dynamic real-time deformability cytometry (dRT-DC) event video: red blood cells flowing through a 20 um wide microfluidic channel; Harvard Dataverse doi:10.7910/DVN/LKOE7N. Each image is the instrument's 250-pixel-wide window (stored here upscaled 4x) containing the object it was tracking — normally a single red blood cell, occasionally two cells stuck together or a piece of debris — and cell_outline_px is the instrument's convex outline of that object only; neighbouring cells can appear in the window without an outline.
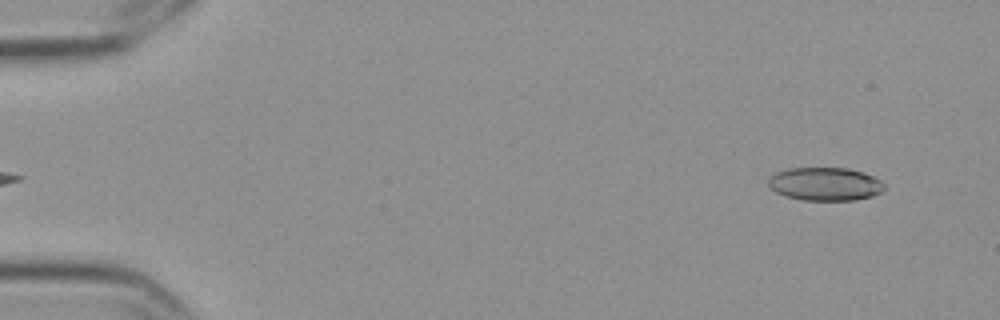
{"species": "Egyptian fruit bat (a non-hibernating species)", "species_latin": "Rousettus aegyptiacus", "temperature_condition": "cold", "stored_images_in_passage": 5, "camera_frame_rate_fps": 3000, "um_per_image_px": 0.085, "frame": {"image": 1, "passage_image": 5, "time_ms": 1.333, "image_size_px": [1000, 320], "cell_outline_px": [[884, 188], [880, 192], [872, 196], [856, 200], [804, 200], [788, 196], [776, 192], [768, 184], [768, 180], [776, 172], [788, 168], [848, 168], [864, 172], [880, 180], [884, 184]], "centroid_in_image_um": [70.15, 15.63], "position_along_channel_um": 14.8, "area_um2": 22.31}}